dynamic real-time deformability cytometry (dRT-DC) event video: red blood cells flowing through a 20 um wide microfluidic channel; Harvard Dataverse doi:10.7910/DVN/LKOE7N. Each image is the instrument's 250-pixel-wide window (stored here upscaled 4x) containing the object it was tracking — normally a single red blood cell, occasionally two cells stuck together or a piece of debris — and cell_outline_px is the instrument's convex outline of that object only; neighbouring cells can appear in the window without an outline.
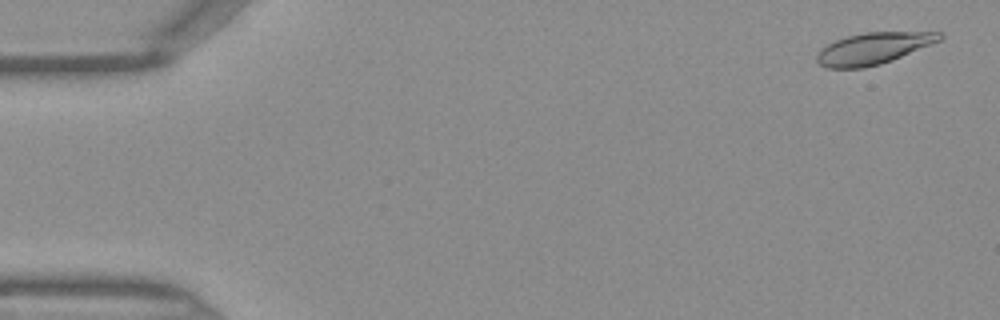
{"species": "Egyptian fruit bat (a non-hibernating species)", "species_latin": "Rousettus aegyptiacus", "temperature_condition": "warm", "stored_images_in_passage": 9, "camera_frame_rate_fps": 3000, "um_per_image_px": 0.085, "frame": {"image": 1, "passage_image": 2, "time_ms": 0.333, "image_size_px": [1000, 320], "cell_outline_px": [[944, 36], [940, 40], [892, 60], [880, 64], [864, 68], [828, 68], [820, 64], [816, 60], [816, 56], [820, 48], [836, 40], [848, 36], [864, 32], [940, 32]], "centroid_in_image_um": [74.2, 4.11], "position_along_channel_um": 10.8, "area_um2": 22.37}}